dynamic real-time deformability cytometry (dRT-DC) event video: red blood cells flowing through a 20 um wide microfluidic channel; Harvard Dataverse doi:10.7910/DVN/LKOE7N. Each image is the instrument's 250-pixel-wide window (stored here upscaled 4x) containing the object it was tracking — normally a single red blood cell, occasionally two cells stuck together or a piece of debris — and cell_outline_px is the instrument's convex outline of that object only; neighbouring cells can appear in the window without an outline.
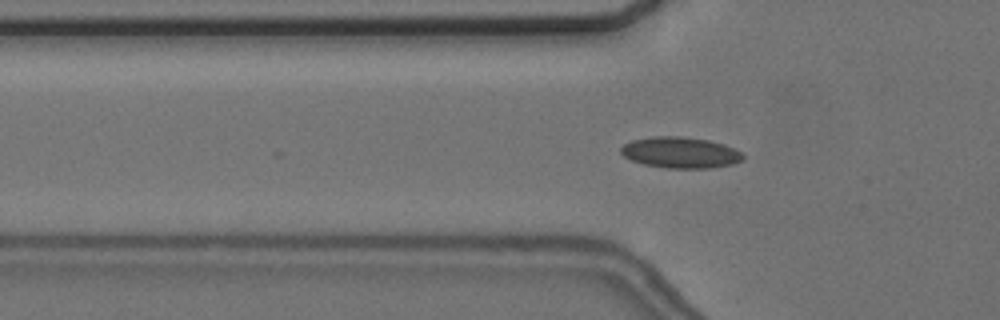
{"species": "common noctule bat (a hibernating species)", "species_latin": "Nyctalus noctula", "temperature_condition": "cold", "stored_images_in_passage": 35, "camera_frame_rate_fps": 3000, "um_per_image_px": 0.085, "animal": {"sex": "female", "body_mass_g": 24.6, "forearm_length_mm": 56.2}, "frame": {"image": 1, "passage_image": 8, "time_ms": 2.333, "image_size_px": [1000, 320], "cell_outline_px": [[744, 160], [732, 164], [712, 168], [668, 168], [644, 164], [632, 160], [624, 156], [620, 152], [620, 148], [624, 144], [632, 140], [652, 136], [680, 136], [708, 140], [724, 144], [740, 152], [744, 156]], "centroid_in_image_um": [57.83, 12.96], "position_along_channel_um": 68.0, "area_um2": 22.08}}
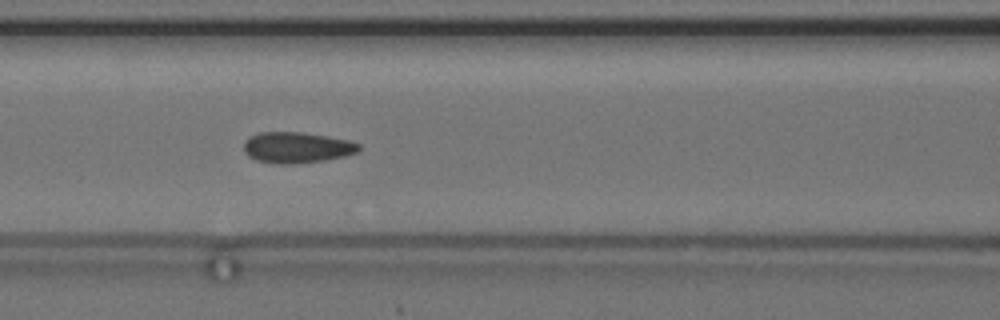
{"frame": {"image": 2, "passage_image": 14, "time_ms": 4.333, "image_size_px": [1000, 320], "cell_outline_px": [[360, 148], [356, 152], [344, 156], [324, 160], [296, 164], [276, 164], [256, 160], [248, 156], [244, 152], [244, 140], [248, 136], [260, 132], [300, 132], [328, 136], [348, 140], [360, 144]], "centroid_in_image_um": [25.18, 12.54], "position_along_channel_um": 141.4, "area_um2": 20.87}}
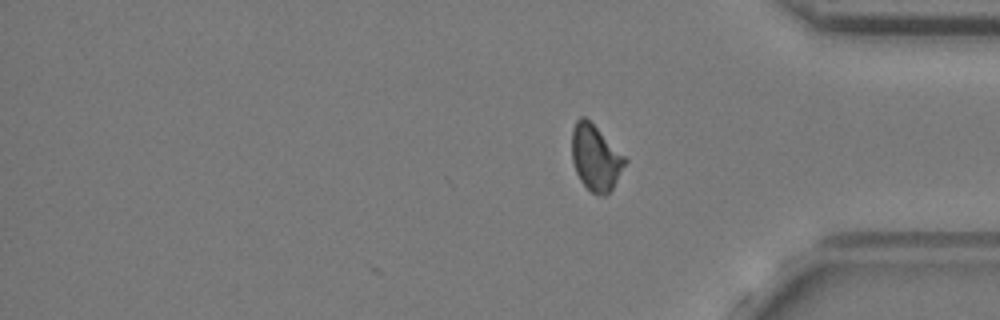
{"frame": {"image": 3, "passage_image": 35, "time_ms": 11.333, "image_size_px": [1000, 320], "cell_outline_px": [[628, 160], [612, 188], [604, 196], [600, 196], [592, 192], [580, 180], [576, 172], [572, 160], [572, 128], [576, 120], [580, 116], [584, 116]], "centroid_in_image_um": [50.6, 13.41], "position_along_channel_um": 384.6, "area_um2": 19.88}, "authors_computed_cell_mechanics": {"area_um2": 20.4612, "velocity_mm_per_s": 3.6434, "shape_relaxation_time_tau1_ms": null, "shape_relaxation_time_tau2_ms": 1.7859, "deformation_change_tau1": null, "deformation_change_tau2": 0.0607}}